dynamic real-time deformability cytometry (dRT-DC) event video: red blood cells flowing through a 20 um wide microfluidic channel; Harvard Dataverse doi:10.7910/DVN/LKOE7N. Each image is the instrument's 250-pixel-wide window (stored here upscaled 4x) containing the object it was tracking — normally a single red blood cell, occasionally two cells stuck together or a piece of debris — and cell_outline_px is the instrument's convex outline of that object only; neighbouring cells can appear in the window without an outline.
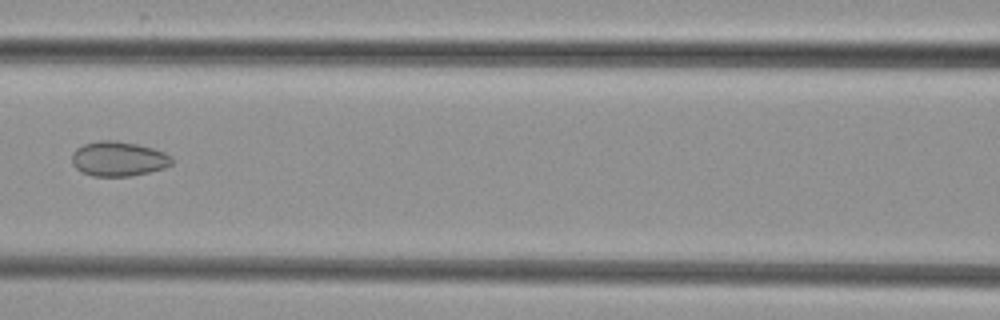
{"species": "common noctule bat (a hibernating species)", "species_latin": "Nyctalus noctula", "temperature_condition": "cold", "stored_images_in_passage": 7, "camera_frame_rate_fps": 3000, "um_per_image_px": 0.085, "animal": {"sex": "female", "body_mass_g": 29.2, "forearm_length_mm": 56.3}, "frame": {"image": 1, "passage_image": 7, "time_ms": 7.0, "image_size_px": [1000, 320], "cell_outline_px": [[172, 164], [164, 168], [132, 176], [92, 176], [76, 168], [72, 164], [72, 152], [76, 148], [84, 144], [100, 140], [116, 140], [136, 144], [152, 148], [164, 152], [172, 156]], "centroid_in_image_um": [10.06, 13.5], "position_along_channel_um": 156.5, "area_um2": 20.23}}